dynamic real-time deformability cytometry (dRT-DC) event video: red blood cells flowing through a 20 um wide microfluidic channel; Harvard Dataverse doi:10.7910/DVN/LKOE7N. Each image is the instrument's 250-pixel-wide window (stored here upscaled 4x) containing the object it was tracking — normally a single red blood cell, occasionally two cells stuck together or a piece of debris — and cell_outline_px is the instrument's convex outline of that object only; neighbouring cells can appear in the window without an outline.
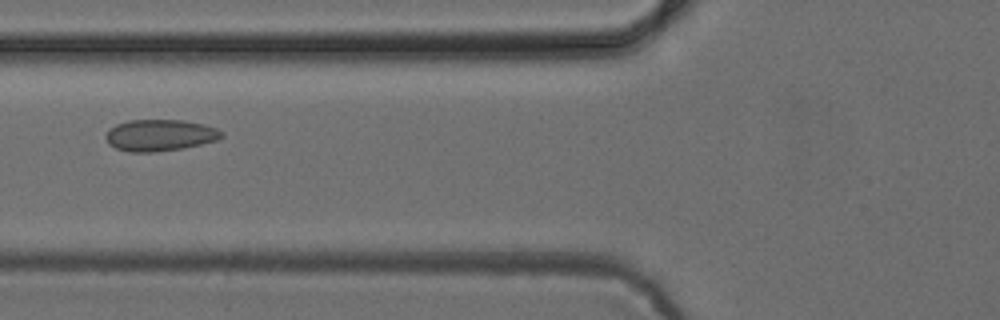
{"species": "common noctule bat (a hibernating species)", "species_latin": "Nyctalus noctula", "temperature_condition": "cold", "stored_images_in_passage": 5, "camera_frame_rate_fps": 3000, "um_per_image_px": 0.085, "animal": {"sex": "female", "body_mass_g": 24.6, "forearm_length_mm": 56.2}, "frame": {"image": 1, "passage_image": 5, "time_ms": 5.667, "image_size_px": [1000, 320], "cell_outline_px": [[224, 136], [216, 140], [200, 144], [180, 148], [156, 152], [132, 152], [116, 148], [108, 144], [104, 136], [108, 128], [116, 124], [128, 120], [184, 120], [204, 124], [216, 128], [224, 132]], "centroid_in_image_um": [13.56, 11.48], "position_along_channel_um": 112.2, "area_um2": 21.39}}